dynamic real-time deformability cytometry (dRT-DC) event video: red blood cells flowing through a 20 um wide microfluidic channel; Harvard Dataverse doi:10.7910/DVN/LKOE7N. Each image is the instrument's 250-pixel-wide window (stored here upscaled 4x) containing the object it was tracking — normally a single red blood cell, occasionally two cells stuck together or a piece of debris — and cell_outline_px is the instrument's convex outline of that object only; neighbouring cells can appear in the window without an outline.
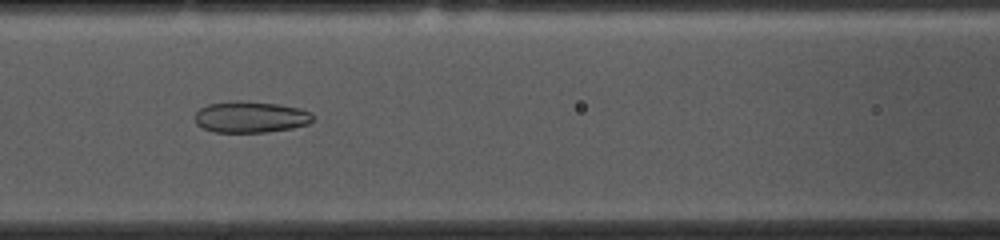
{"species": "common noctule bat (a hibernating species)", "species_latin": "Nyctalus noctula", "temperature_condition": "cold", "stored_images_in_passage": 52, "camera_frame_rate_fps": 3000, "um_per_image_px": 0.085, "animal": {"sex": "female", "body_mass_g": 10.0, "forearm_length_mm": 53.1}, "frame": {"image": 1, "passage_image": 21, "time_ms": 6.667, "image_size_px": [1000, 240], "cell_outline_px": [[312, 120], [308, 124], [292, 128], [264, 132], [216, 132], [204, 128], [196, 124], [196, 112], [200, 108], [208, 104], [236, 100], [240, 100], [276, 104], [300, 108], [308, 112], [312, 116]], "centroid_in_image_um": [21.28, 9.94], "position_along_channel_um": 145.3, "area_um2": 21.33}}
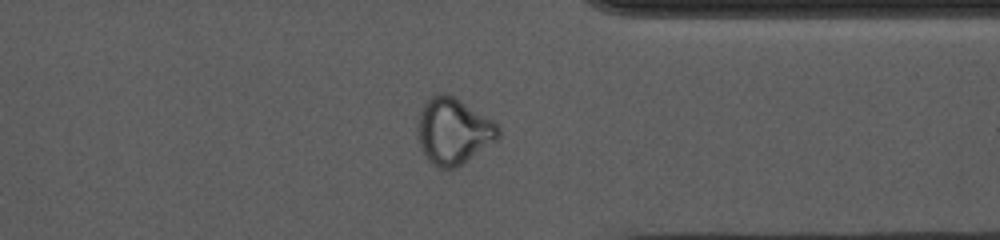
{"frame": {"image": 2, "passage_image": 40, "time_ms": 13.0, "image_size_px": [1000, 240], "cell_outline_px": [[500, 136], [496, 140], [456, 168], [440, 168], [432, 164], [424, 156], [420, 144], [416, 128], [416, 124], [420, 112], [424, 104], [436, 92], [444, 92], [456, 96], [492, 120], [500, 128]], "centroid_in_image_um": [38.51, 11.12], "position_along_channel_um": 372.9, "area_um2": 31.27}}
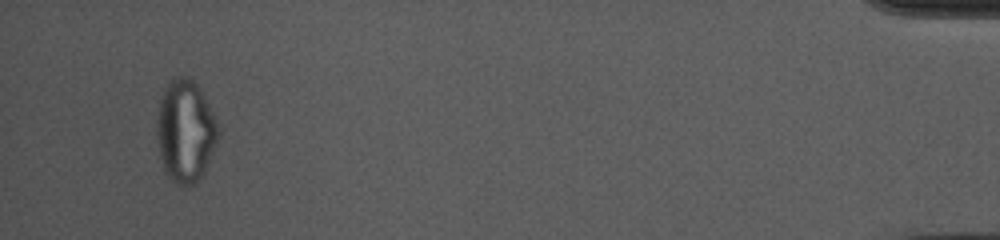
{"frame": {"image": 3, "passage_image": 50, "time_ms": 16.333, "image_size_px": [1000, 240], "cell_outline_px": [[220, 132], [204, 172], [200, 180], [196, 184], [188, 188], [176, 184], [168, 176], [164, 168], [160, 156], [156, 128], [156, 120], [160, 96], [168, 80], [176, 76], [184, 76], [192, 80], [200, 88], [220, 128]], "centroid_in_image_um": [15.74, 11.15], "position_along_channel_um": 419.5, "area_um2": 36.88}, "authors_computed_cell_mechanics": {"area_um2": 27.6862, "velocity_mm_per_s": 3.6855, "shape_relaxation_time_tau1_ms": null, "shape_relaxation_time_tau2_ms": 1.8723, "deformation_change_tau1": null, "deformation_change_tau2": 0.0782}}